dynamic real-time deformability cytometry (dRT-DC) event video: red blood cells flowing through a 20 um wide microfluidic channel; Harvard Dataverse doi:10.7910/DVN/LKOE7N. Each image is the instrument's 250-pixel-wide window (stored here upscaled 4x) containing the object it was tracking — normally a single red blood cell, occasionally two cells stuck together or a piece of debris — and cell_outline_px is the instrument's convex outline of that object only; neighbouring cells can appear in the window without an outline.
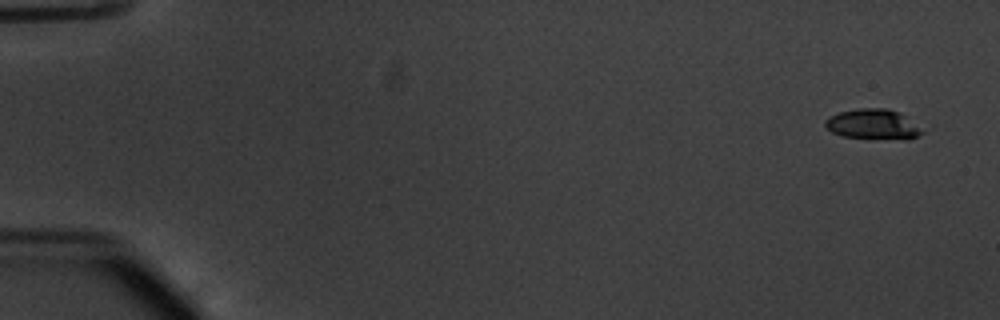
{"species": "common noctule bat (a hibernating species)", "species_latin": "Nyctalus noctula", "temperature_condition": "warm", "stored_images_in_passage": 16, "camera_frame_rate_fps": 3000, "um_per_image_px": 0.085, "animal": {"sex": "male", "body_mass_g": 20.1, "forearm_length_mm": 53.5}, "frame": {"image": 1, "passage_image": 3, "time_ms": 0.667, "image_size_px": [1000, 320], "cell_outline_px": [[924, 132], [920, 136], [908, 140], [904, 140], [844, 136], [832, 132], [824, 124], [824, 120], [828, 116], [840, 112], [856, 108], [888, 108], [904, 116]], "centroid_in_image_um": [74.18, 10.57], "position_along_channel_um": 10.8, "area_um2": 16.88}}